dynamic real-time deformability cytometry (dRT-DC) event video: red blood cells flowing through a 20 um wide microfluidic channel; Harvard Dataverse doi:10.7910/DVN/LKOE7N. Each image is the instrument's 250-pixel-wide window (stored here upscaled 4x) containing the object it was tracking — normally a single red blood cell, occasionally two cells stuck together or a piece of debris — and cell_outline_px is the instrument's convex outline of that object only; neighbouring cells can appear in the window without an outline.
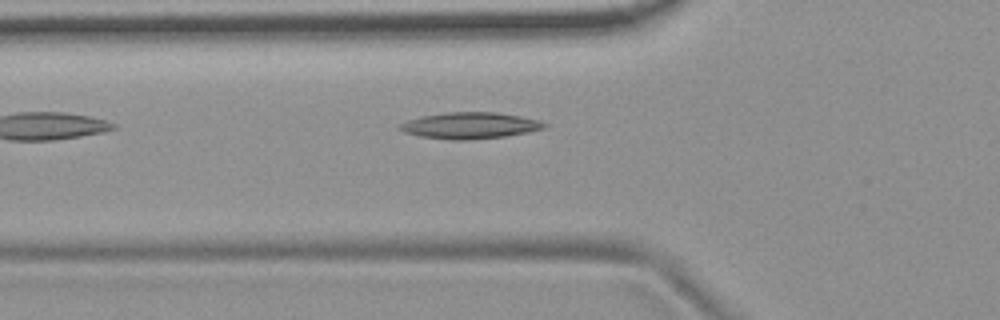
{"species": "common noctule bat (a hibernating species)", "species_latin": "Nyctalus noctula", "temperature_condition": "room temperature", "stored_images_in_passage": 3, "camera_frame_rate_fps": 3000, "um_per_image_px": 0.085, "animal": {"sex": "female", "body_mass_g": 19.9}, "frame": {"image": 1, "passage_image": 3, "time_ms": 0.667, "image_size_px": [1000, 320], "cell_outline_px": [[548, 124], [544, 128], [528, 132], [504, 136], [468, 140], [452, 140], [420, 136], [404, 132], [396, 128], [400, 124], [408, 120], [420, 116], [448, 112], [496, 112], [520, 116], [540, 120]], "centroid_in_image_um": [39.93, 10.66], "position_along_channel_um": 85.9, "area_um2": 22.2}}